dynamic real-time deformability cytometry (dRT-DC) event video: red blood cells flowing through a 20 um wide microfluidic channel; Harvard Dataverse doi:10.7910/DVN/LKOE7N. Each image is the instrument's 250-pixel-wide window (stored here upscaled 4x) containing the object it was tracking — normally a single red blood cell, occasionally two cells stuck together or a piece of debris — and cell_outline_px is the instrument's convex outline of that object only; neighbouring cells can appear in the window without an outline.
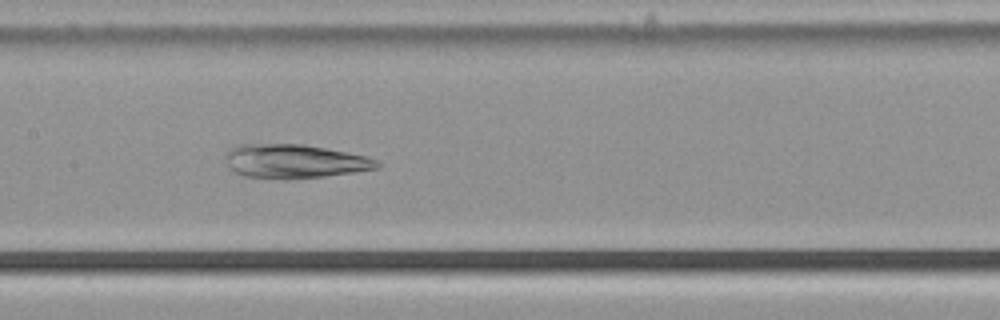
{"species": "common noctule bat (a hibernating species)", "species_latin": "Nyctalus noctula", "temperature_condition": "cold", "stored_images_in_passage": 43, "camera_frame_rate_fps": 3000, "um_per_image_px": 0.085, "animal": {"sex": "male", "body_mass_g": 21.5, "forearm_length_mm": 52.0}, "frame": {"image": 1, "passage_image": 16, "time_ms": 5.0, "image_size_px": [1000, 320], "cell_outline_px": [[384, 164], [380, 168], [324, 176], [244, 176], [228, 168], [228, 148], [236, 144], [304, 144], [364, 156], [380, 160]], "centroid_in_image_um": [25.08, 13.66], "position_along_channel_um": 182.3, "area_um2": 28.84}}
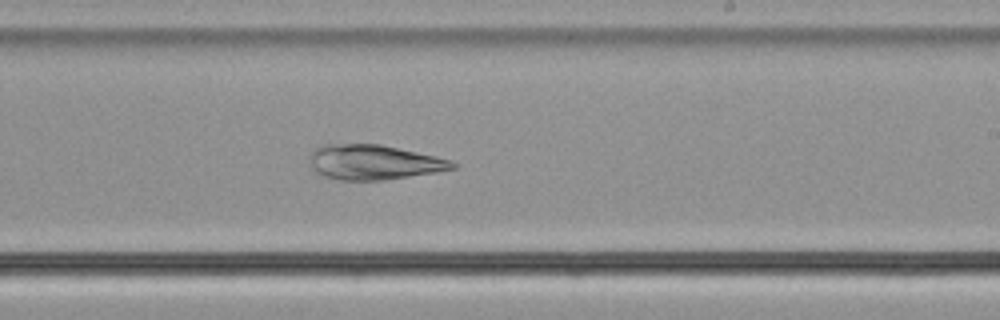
{"frame": {"image": 2, "passage_image": 22, "time_ms": 7.0, "image_size_px": [1000, 320], "cell_outline_px": [[456, 168], [436, 172], [384, 180], [340, 180], [324, 176], [316, 172], [312, 168], [308, 160], [312, 152], [320, 144], [380, 144], [436, 156], [448, 160], [456, 164]], "centroid_in_image_um": [31.73, 13.79], "position_along_channel_um": 257.3, "area_um2": 28.96}}
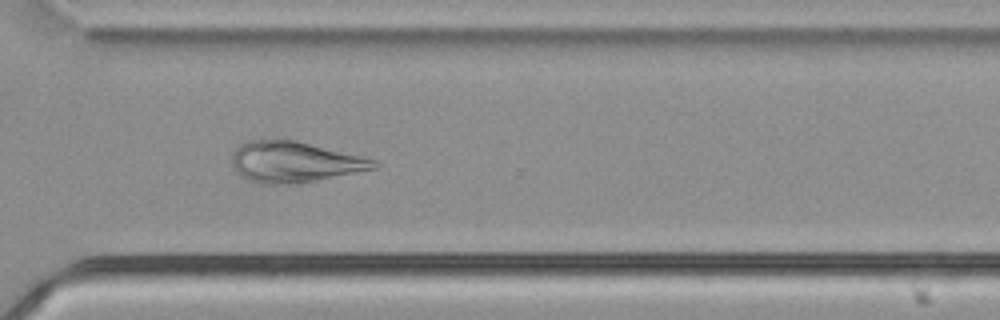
{"frame": {"image": 3, "passage_image": 29, "time_ms": 9.333, "image_size_px": [1000, 320], "cell_outline_px": [[380, 164], [376, 168], [300, 184], [260, 184], [248, 180], [240, 176], [236, 172], [232, 164], [232, 156], [236, 148], [244, 140], [296, 140], [376, 160]], "centroid_in_image_um": [24.99, 13.78], "position_along_channel_um": 345.6, "area_um2": 33.87}}